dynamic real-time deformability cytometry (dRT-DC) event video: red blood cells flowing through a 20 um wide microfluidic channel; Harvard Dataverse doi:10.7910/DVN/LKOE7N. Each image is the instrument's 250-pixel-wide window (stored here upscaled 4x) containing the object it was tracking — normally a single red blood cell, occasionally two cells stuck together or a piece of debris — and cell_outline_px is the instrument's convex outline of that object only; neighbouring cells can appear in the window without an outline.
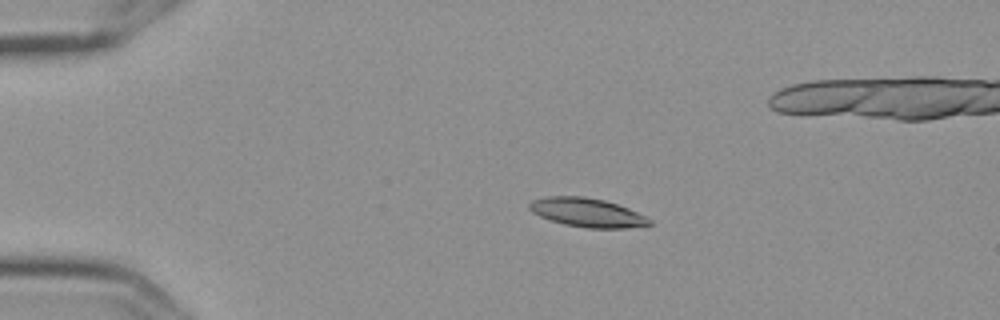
{"species": "Egyptian fruit bat (a non-hibernating species)", "species_latin": "Rousettus aegyptiacus", "temperature_condition": "cold", "stored_images_in_passage": 10, "segment_of_instrument_passage": [1, 2], "camera_frame_rate_fps": 3000, "um_per_image_px": 0.085, "frame": {"image": 1, "passage_image": 4, "time_ms": 1.0, "image_size_px": [1000, 320], "cell_outline_px": [[652, 224], [624, 228], [588, 228], [564, 224], [540, 216], [532, 212], [528, 208], [528, 204], [532, 200], [544, 196], [584, 196], [604, 200], [628, 208], [652, 220]], "centroid_in_image_um": [49.87, 18.05], "position_along_channel_um": 35.1, "area_um2": 20.06}}
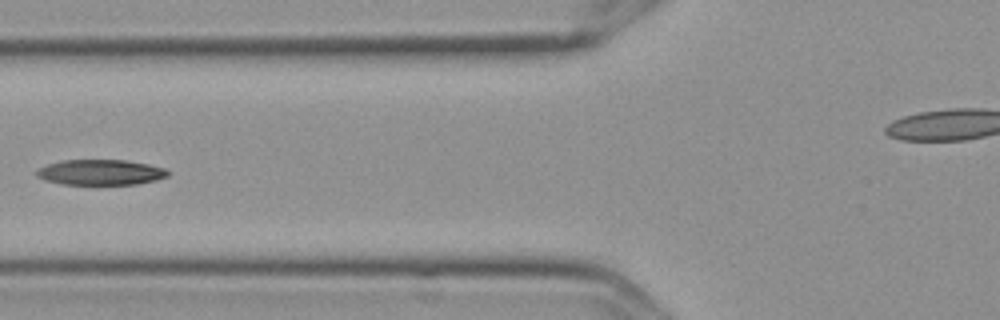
{"frame": {"image": 2, "passage_image": 7, "time_ms": 2.0, "image_size_px": [1000, 320], "cell_outline_px": [[172, 172], [168, 176], [156, 180], [136, 184], [64, 184], [44, 180], [36, 176], [36, 172], [40, 168], [48, 164], [64, 160], [124, 160], [148, 164], [164, 168]], "centroid_in_image_um": [8.58, 14.64], "position_along_channel_um": 117.2, "area_um2": 19.36}}
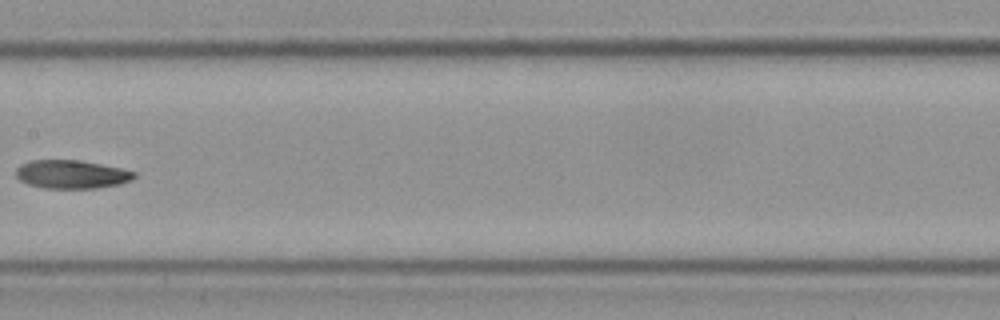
{"frame": {"image": 3, "passage_image": 9, "time_ms": 2.667, "image_size_px": [1000, 320], "cell_outline_px": [[136, 176], [132, 180], [120, 184], [96, 188], [44, 188], [28, 184], [20, 180], [16, 176], [16, 168], [20, 164], [32, 160], [80, 160], [120, 168], [136, 172]], "centroid_in_image_um": [6.08, 14.81], "position_along_channel_um": 201.3, "area_um2": 19.59}}